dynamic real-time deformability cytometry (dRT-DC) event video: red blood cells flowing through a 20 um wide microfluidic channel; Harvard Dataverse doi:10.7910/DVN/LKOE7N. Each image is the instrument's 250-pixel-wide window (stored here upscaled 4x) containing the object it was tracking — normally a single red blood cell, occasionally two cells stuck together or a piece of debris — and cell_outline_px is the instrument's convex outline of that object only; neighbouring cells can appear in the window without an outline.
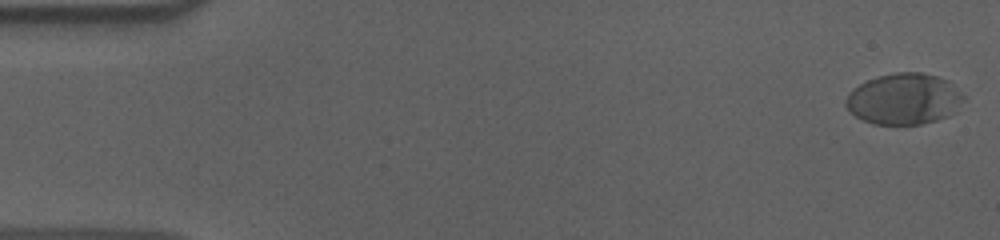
{"species": "human", "species_latin": "Homo sapiens", "temperature_condition": "cold", "stored_images_in_passage": 57, "camera_frame_rate_fps": 3000, "um_per_image_px": 0.085, "donor": {"sex": "male"}, "frame": {"image": 1, "passage_image": 1, "time_ms": 0.0, "image_size_px": [1000, 240], "cell_outline_px": [[964, 100], [956, 112], [948, 116], [936, 120], [920, 124], [872, 124], [856, 116], [844, 104], [844, 100], [848, 92], [860, 84], [868, 80], [880, 76], [896, 72], [920, 72], [936, 76], [948, 80], [964, 96]], "centroid_in_image_um": [76.85, 8.41], "position_along_channel_um": 8.2, "area_um2": 35.03}}
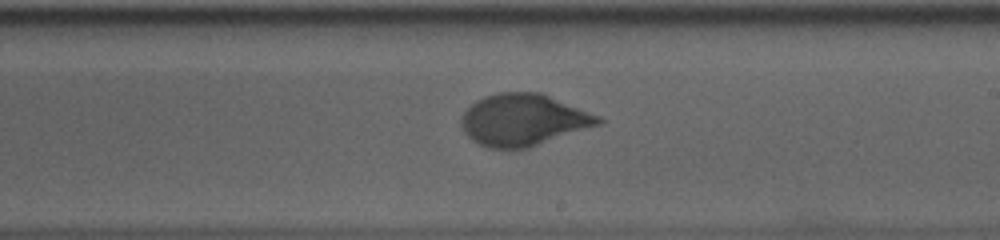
{"frame": {"image": 2, "passage_image": 33, "time_ms": 10.667, "image_size_px": [1000, 240], "cell_outline_px": [[604, 120], [600, 124], [528, 148], [488, 148], [472, 140], [464, 132], [460, 124], [460, 120], [464, 112], [476, 100], [484, 96], [500, 92], [540, 92], [600, 116]], "centroid_in_image_um": [44.46, 10.19], "position_along_channel_um": 244.5, "area_um2": 41.1}}
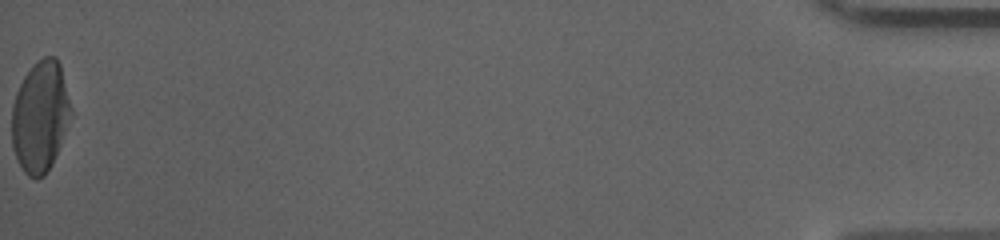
{"frame": {"image": 3, "passage_image": 57, "time_ms": 18.667, "image_size_px": [1000, 240], "cell_outline_px": [[72, 112], [60, 144], [52, 164], [44, 176], [36, 180], [28, 176], [24, 172], [12, 148], [12, 104], [16, 92], [24, 76], [32, 64], [36, 60], [44, 56], [56, 56], [60, 64], [72, 108]], "centroid_in_image_um": [3.41, 9.88], "position_along_channel_um": 431.8, "area_um2": 38.38}, "authors_computed_cell_mechanics": {"area_um2": 39.4196, "velocity_mm_per_s": 3.6026, "shape_relaxation_time_tau1_ms": 4.4263, "shape_relaxation_time_tau2_ms": null, "deformation_change_tau1": 0.1898, "deformation_change_tau2": null}}